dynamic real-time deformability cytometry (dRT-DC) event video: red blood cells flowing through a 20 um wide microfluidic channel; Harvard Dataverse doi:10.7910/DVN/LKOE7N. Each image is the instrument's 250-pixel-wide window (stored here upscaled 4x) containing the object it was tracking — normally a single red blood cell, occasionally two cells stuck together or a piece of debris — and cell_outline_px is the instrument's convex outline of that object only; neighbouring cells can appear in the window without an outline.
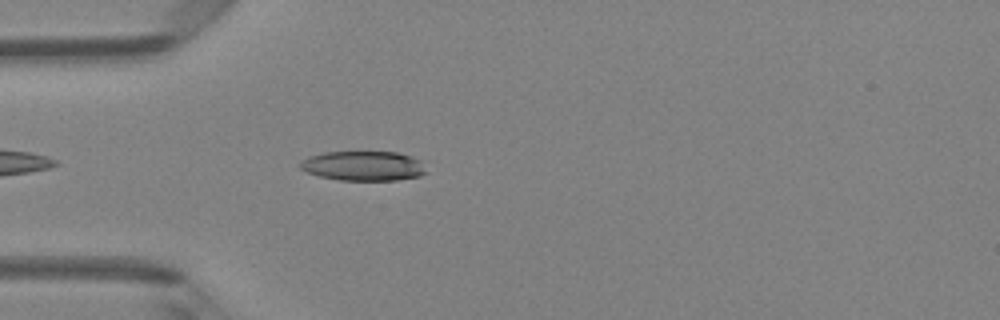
{"species": "Egyptian fruit bat (a non-hibernating species)", "species_latin": "Rousettus aegyptiacus", "temperature_condition": "room temperature", "stored_images_in_passage": 19, "camera_frame_rate_fps": 3000, "um_per_image_px": 0.085, "animal": {"sex": "female"}, "frame": {"image": 1, "passage_image": 4, "time_ms": 1.0, "image_size_px": [1000, 320], "cell_outline_px": [[428, 172], [420, 176], [396, 180], [340, 180], [320, 176], [308, 172], [300, 168], [300, 160], [308, 156], [324, 152], [396, 152], [424, 160]], "centroid_in_image_um": [30.94, 14.09], "position_along_channel_um": 54.1, "area_um2": 22.02}}